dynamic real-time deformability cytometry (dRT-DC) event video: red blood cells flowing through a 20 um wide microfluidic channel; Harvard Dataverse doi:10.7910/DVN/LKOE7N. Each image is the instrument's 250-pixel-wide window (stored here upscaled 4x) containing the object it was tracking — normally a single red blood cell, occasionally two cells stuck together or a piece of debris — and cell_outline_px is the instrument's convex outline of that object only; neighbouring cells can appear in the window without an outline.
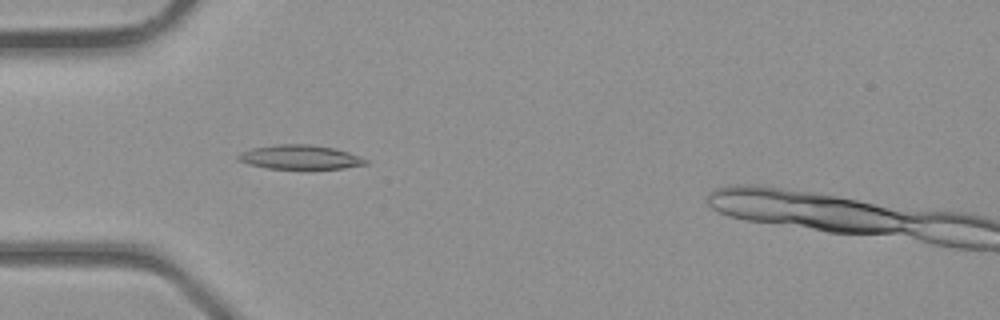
{"species": "common noctule bat (a hibernating species)", "species_latin": "Nyctalus noctula", "temperature_condition": "room temperature", "stored_images_in_passage": 28, "camera_frame_rate_fps": 3000, "um_per_image_px": 0.085, "animal": {"sex": "male", "body_mass_g": 23.1, "forearm_length_mm": 52.7}, "frame": {"image": 1, "passage_image": 4, "time_ms": 1.0, "image_size_px": [1000, 320], "cell_outline_px": [[368, 164], [344, 168], [312, 172], [304, 172], [268, 168], [248, 164], [236, 160], [236, 156], [240, 152], [252, 148], [276, 144], [312, 144], [336, 148], [360, 156], [368, 160]], "centroid_in_image_um": [25.53, 13.41], "position_along_channel_um": 59.5, "area_um2": 19.25}}
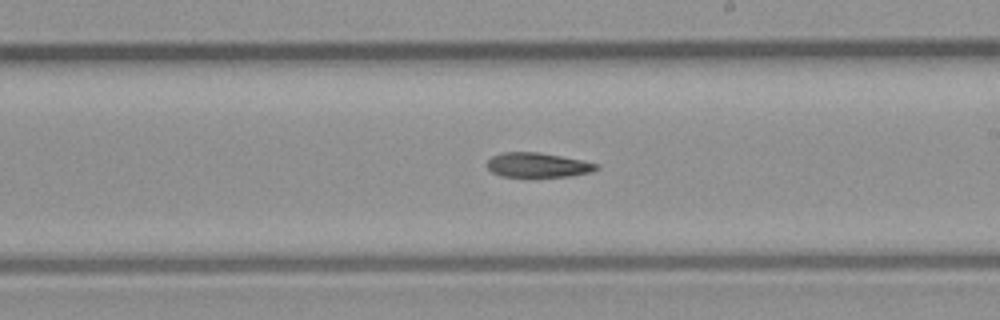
{"frame": {"image": 2, "passage_image": 15, "time_ms": 4.667, "image_size_px": [1000, 320], "cell_outline_px": [[600, 168], [592, 172], [568, 176], [500, 176], [492, 172], [488, 168], [488, 160], [492, 156], [500, 152], [536, 152], [560, 156], [600, 164]], "centroid_in_image_um": [45.72, 14.02], "position_along_channel_um": 243.3, "area_um2": 15.49}}
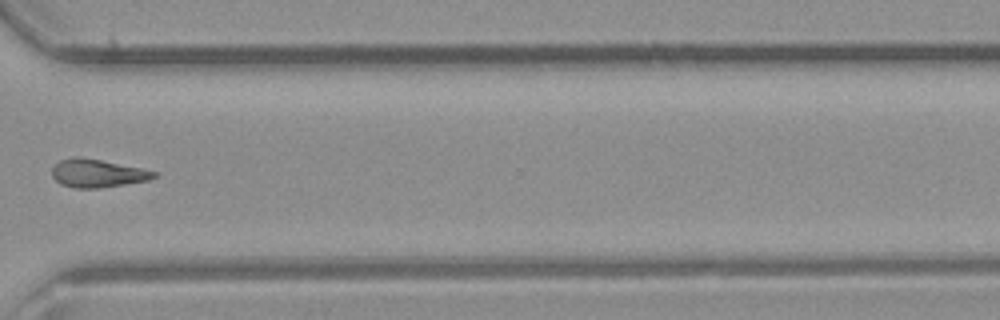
{"frame": {"image": 3, "passage_image": 22, "time_ms": 7.0, "image_size_px": [1000, 320], "cell_outline_px": [[156, 176], [148, 180], [124, 184], [96, 188], [76, 188], [60, 184], [52, 176], [52, 168], [60, 160], [72, 156], [80, 156], [140, 168], [156, 172]], "centroid_in_image_um": [8.22, 14.72], "position_along_channel_um": 362.4, "area_um2": 16.47}}